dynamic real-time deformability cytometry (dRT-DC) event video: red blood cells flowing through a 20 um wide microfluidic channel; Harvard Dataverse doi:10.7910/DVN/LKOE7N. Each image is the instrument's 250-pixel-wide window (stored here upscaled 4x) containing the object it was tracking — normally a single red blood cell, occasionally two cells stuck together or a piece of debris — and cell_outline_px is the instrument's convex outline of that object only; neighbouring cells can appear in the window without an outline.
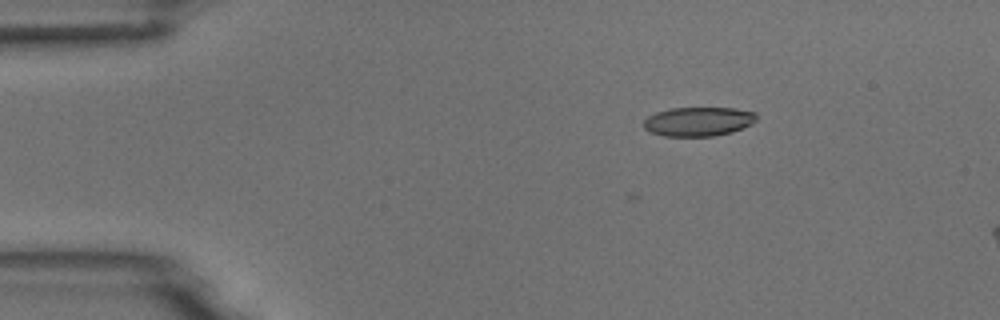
{"species": "common noctule bat (a hibernating species)", "species_latin": "Nyctalus noctula", "temperature_condition": "room temperature", "stored_images_in_passage": 6, "camera_frame_rate_fps": 3000, "um_per_image_px": 0.085, "animal": {"sex": "male", "body_mass_g": 18.8}, "frame": {"image": 1, "passage_image": 1, "time_ms": 0.0, "image_size_px": [1000, 320], "cell_outline_px": [[756, 120], [752, 124], [732, 132], [712, 136], [664, 136], [648, 132], [644, 128], [644, 120], [648, 116], [656, 112], [672, 108], [736, 108], [756, 112]], "centroid_in_image_um": [59.36, 10.33], "position_along_channel_um": 25.6, "area_um2": 19.25}}